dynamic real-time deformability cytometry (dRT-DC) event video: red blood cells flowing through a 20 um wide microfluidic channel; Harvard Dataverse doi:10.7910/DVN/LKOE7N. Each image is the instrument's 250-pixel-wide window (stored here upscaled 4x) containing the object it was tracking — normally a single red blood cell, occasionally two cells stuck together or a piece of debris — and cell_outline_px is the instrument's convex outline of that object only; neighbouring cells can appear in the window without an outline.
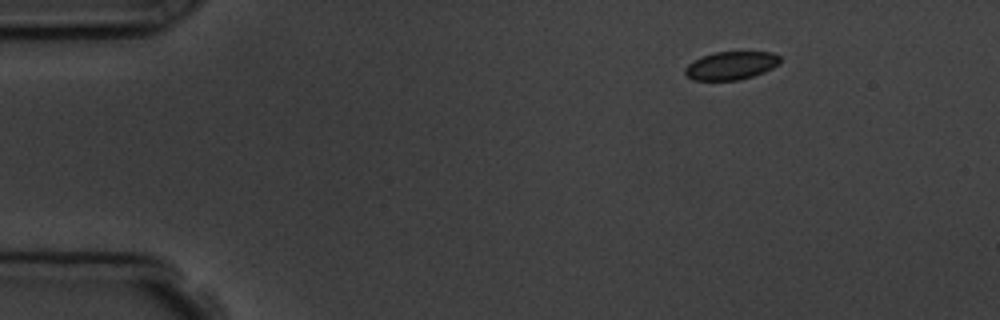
{"species": "common noctule bat (a hibernating species)", "species_latin": "Nyctalus noctula", "temperature_condition": "room temperature", "stored_images_in_passage": 6, "segment_of_instrument_passage": [2, 2], "camera_frame_rate_fps": 3000, "um_per_image_px": 0.085, "animal": {"sex": "male", "body_mass_g": 19.5, "forearm_length_mm": 54.6}, "frame": {"image": 1, "passage_image": 6, "time_ms": 6.667, "image_size_px": [1000, 320], "cell_outline_px": [[780, 64], [764, 72], [740, 80], [692, 80], [684, 72], [684, 68], [692, 60], [700, 56], [716, 52], [772, 52], [780, 56]], "centroid_in_image_um": [62.12, 5.57], "position_along_channel_um": 22.9, "area_um2": 15.72}}